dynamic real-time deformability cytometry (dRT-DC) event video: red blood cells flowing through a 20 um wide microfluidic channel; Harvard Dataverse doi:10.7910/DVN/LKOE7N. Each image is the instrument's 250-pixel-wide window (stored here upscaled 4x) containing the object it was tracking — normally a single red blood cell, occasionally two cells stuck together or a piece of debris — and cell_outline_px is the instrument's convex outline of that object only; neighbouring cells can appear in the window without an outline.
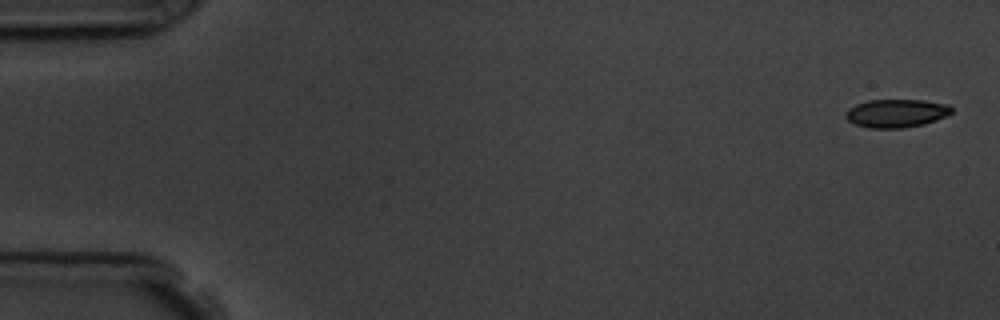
{"species": "common noctule bat (a hibernating species)", "species_latin": "Nyctalus noctula", "temperature_condition": "room temperature", "stored_images_in_passage": 5, "camera_frame_rate_fps": 3000, "um_per_image_px": 0.085, "animal": {"sex": "male", "body_mass_g": 19.5, "forearm_length_mm": 54.6}, "frame": {"image": 1, "passage_image": 1, "time_ms": 0.0, "image_size_px": [1000, 320], "cell_outline_px": [[952, 112], [936, 120], [924, 124], [904, 128], [868, 128], [856, 124], [848, 120], [844, 116], [844, 112], [848, 108], [856, 104], [868, 100], [924, 100], [948, 104], [952, 108]], "centroid_in_image_um": [76.16, 9.62], "position_along_channel_um": 8.8, "area_um2": 17.51}}
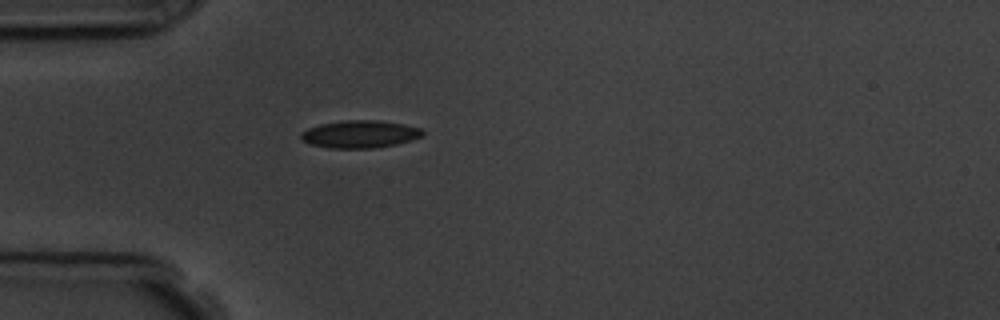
{"frame": {"image": 2, "passage_image": 5, "time_ms": 4.667, "image_size_px": [1000, 320], "cell_outline_px": [[424, 136], [412, 140], [396, 144], [376, 148], [328, 148], [308, 144], [300, 136], [300, 132], [308, 128], [320, 124], [344, 120], [380, 120], [404, 124], [420, 128], [424, 132]], "centroid_in_image_um": [30.6, 11.4], "position_along_channel_um": 54.4, "area_um2": 19.71}}